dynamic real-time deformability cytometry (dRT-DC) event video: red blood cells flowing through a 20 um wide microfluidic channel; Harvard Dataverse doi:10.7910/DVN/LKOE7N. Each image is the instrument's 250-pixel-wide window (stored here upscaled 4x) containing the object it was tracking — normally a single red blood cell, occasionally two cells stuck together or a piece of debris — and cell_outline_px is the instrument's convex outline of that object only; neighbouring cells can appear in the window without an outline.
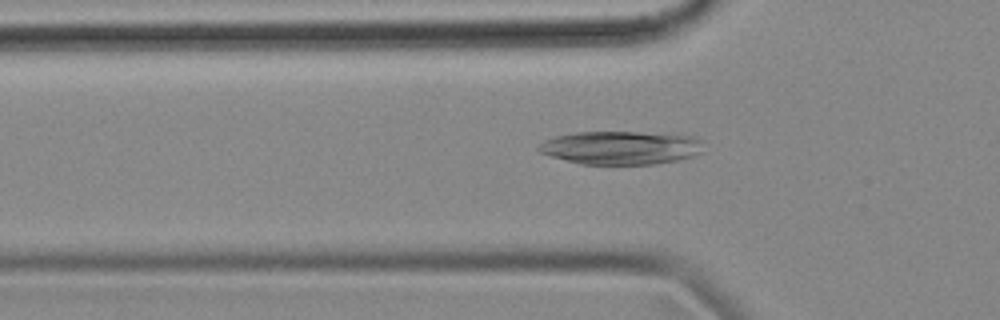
{"species": "common noctule bat (a hibernating species)", "species_latin": "Nyctalus noctula", "temperature_condition": "cold", "stored_images_in_passage": 55, "camera_frame_rate_fps": 3000, "um_per_image_px": 0.085, "animal": {"sex": "female", "body_mass_g": 18.4}, "frame": {"image": 1, "passage_image": 17, "time_ms": 5.333, "image_size_px": [1000, 320], "cell_outline_px": [[700, 152], [692, 156], [676, 160], [652, 164], [580, 164], [552, 156], [540, 152], [536, 148], [544, 140], [556, 136], [576, 132], [676, 132], [692, 136], [700, 140]], "centroid_in_image_um": [52.78, 12.53], "position_along_channel_um": 73.0, "area_um2": 32.14}}
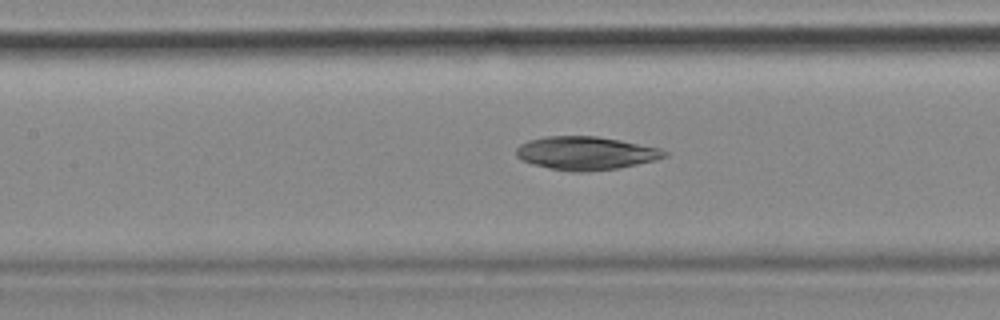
{"frame": {"image": 2, "passage_image": 24, "time_ms": 7.667, "image_size_px": [1000, 320], "cell_outline_px": [[668, 156], [656, 160], [616, 168], [584, 172], [572, 172], [548, 168], [532, 164], [520, 160], [516, 156], [516, 148], [520, 144], [528, 140], [544, 136], [596, 136], [620, 140], [660, 148], [668, 152]], "centroid_in_image_um": [49.76, 13.02], "position_along_channel_um": 157.6, "area_um2": 28.9}}
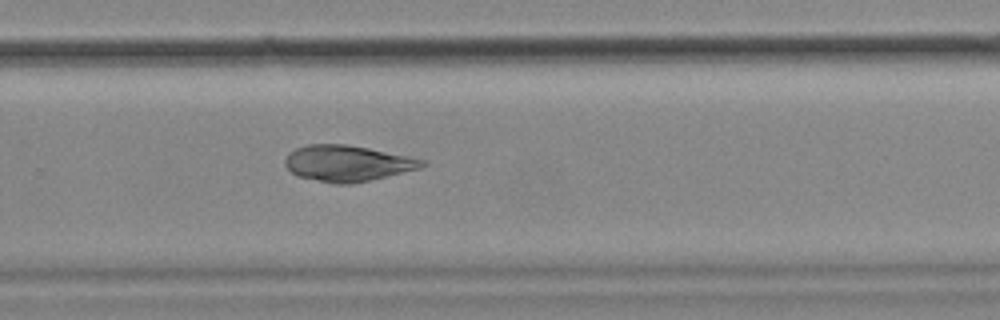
{"frame": {"image": 3, "passage_image": 36, "time_ms": 11.667, "image_size_px": [1000, 320], "cell_outline_px": [[428, 164], [420, 168], [368, 180], [348, 184], [336, 184], [296, 176], [284, 164], [284, 160], [288, 152], [296, 148], [308, 144], [348, 144], [428, 160]], "centroid_in_image_um": [29.51, 13.87], "position_along_channel_um": 300.3, "area_um2": 28.67}}